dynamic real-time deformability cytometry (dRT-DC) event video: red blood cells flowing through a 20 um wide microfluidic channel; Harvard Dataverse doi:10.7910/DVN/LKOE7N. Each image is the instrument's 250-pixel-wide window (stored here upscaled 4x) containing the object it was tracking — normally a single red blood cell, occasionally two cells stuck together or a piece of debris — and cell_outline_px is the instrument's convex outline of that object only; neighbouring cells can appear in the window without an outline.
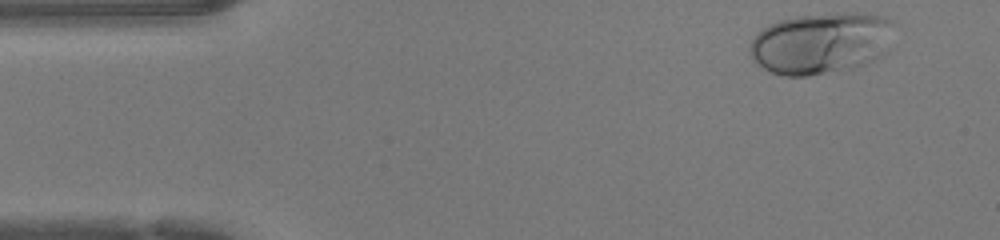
{"species": "human", "species_latin": "Homo sapiens", "temperature_condition": "warm", "stored_images_in_passage": 44, "camera_frame_rate_fps": 3000, "um_per_image_px": 0.085, "donor": {"sex": "female"}, "frame": {"image": 1, "passage_image": 1, "time_ms": 0.0, "image_size_px": [1000, 240], "cell_outline_px": [[892, 48], [884, 56], [852, 68], [808, 76], [784, 76], [772, 72], [756, 64], [752, 60], [748, 52], [748, 48], [756, 32], [768, 24], [780, 20], [796, 16], [844, 12], [864, 12], [884, 16], [888, 20]], "centroid_in_image_um": [69.76, 3.67], "position_along_channel_um": 15.2, "area_um2": 52.25}}
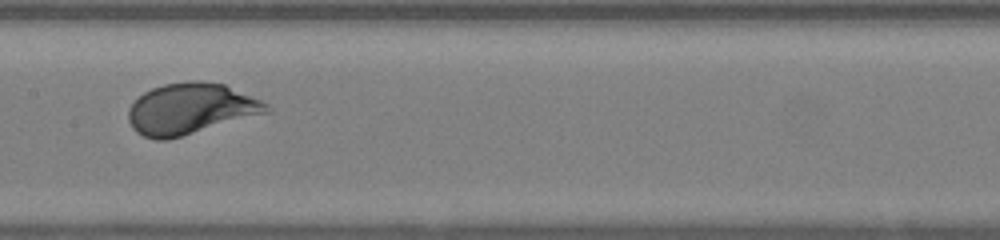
{"frame": {"image": 2, "passage_image": 20, "time_ms": 6.333, "image_size_px": [1000, 240], "cell_outline_px": [[272, 112], [180, 136], [164, 140], [156, 140], [144, 136], [136, 132], [132, 128], [128, 120], [128, 108], [144, 92], [152, 88], [164, 84], [188, 80], [200, 80], [224, 84], [260, 100], [268, 104], [272, 108]], "centroid_in_image_um": [16.21, 9.24], "position_along_channel_um": 191.2, "area_um2": 41.04}}
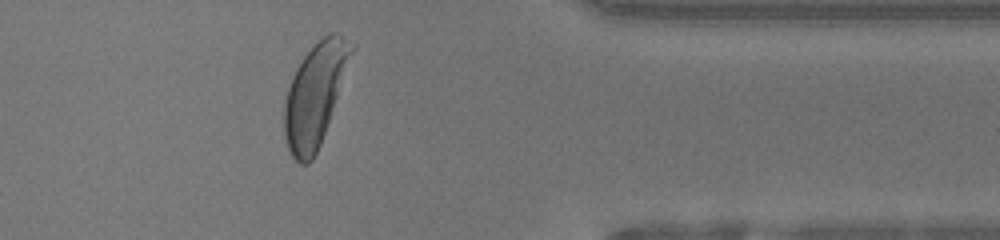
{"frame": {"image": 3, "passage_image": 35, "time_ms": 11.333, "image_size_px": [1000, 240], "cell_outline_px": [[356, 48], [320, 144], [312, 160], [308, 164], [300, 164], [292, 156], [288, 148], [284, 136], [284, 104], [288, 88], [292, 76], [296, 68], [304, 56], [328, 32], [336, 32], [356, 44]], "centroid_in_image_um": [26.8, 8.02], "position_along_channel_um": 384.6, "area_um2": 39.88}, "authors_computed_cell_mechanics": {"area_um2": 40.4022, "velocity_mm_per_s": 4.2347, "shape_relaxation_time_tau1_ms": 1.7114, "shape_relaxation_time_tau2_ms": null, "deformation_change_tau1": 0.1422, "deformation_change_tau2": null}}